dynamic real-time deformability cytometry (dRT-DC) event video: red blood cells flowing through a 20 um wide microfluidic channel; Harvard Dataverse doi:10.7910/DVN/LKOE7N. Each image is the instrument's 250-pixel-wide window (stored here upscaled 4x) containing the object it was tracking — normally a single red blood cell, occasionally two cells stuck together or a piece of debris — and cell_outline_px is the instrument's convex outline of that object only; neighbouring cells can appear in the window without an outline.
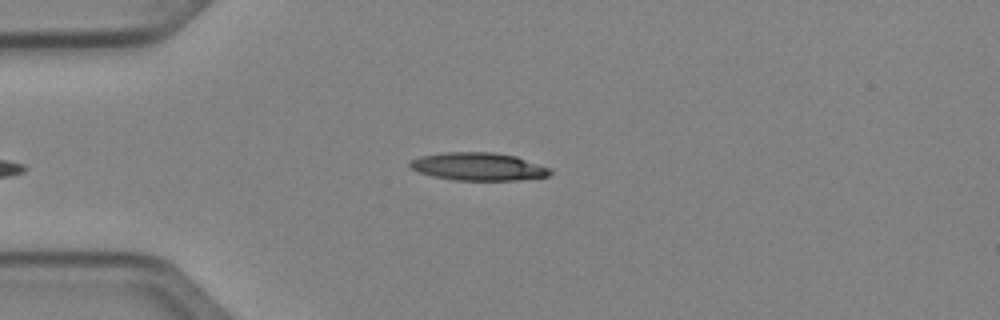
{"species": "Egyptian fruit bat (a non-hibernating species)", "species_latin": "Rousettus aegyptiacus", "temperature_condition": "cold", "stored_images_in_passage": 29, "camera_frame_rate_fps": 3000, "um_per_image_px": 0.085, "animal": {"sex": "female"}, "frame": {"image": 1, "passage_image": 2, "time_ms": 0.333, "image_size_px": [1000, 320], "cell_outline_px": [[552, 172], [548, 176], [516, 180], [456, 180], [432, 176], [420, 172], [412, 168], [408, 164], [412, 160], [420, 156], [444, 152], [492, 152], [516, 156], [552, 168]], "centroid_in_image_um": [40.69, 14.15], "position_along_channel_um": 44.3, "area_um2": 22.72}}
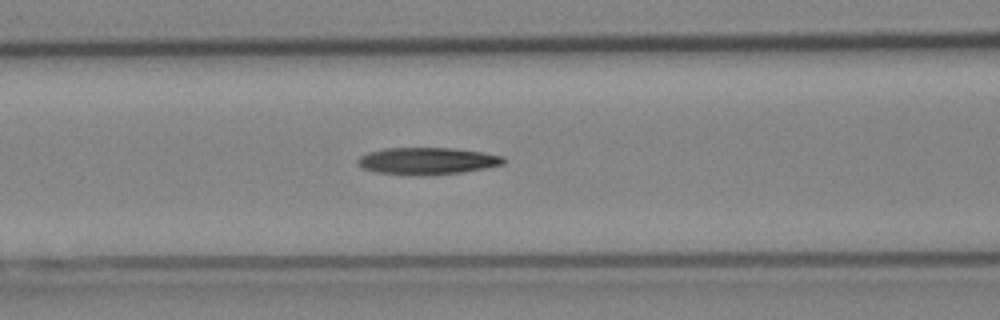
{"frame": {"image": 2, "passage_image": 10, "time_ms": 3.0, "image_size_px": [1000, 320], "cell_outline_px": [[504, 164], [484, 168], [460, 172], [376, 172], [364, 168], [356, 164], [356, 160], [360, 156], [368, 152], [384, 148], [452, 148], [480, 152], [500, 156], [504, 160]], "centroid_in_image_um": [36.27, 13.62], "position_along_channel_um": 130.3, "area_um2": 21.5}}
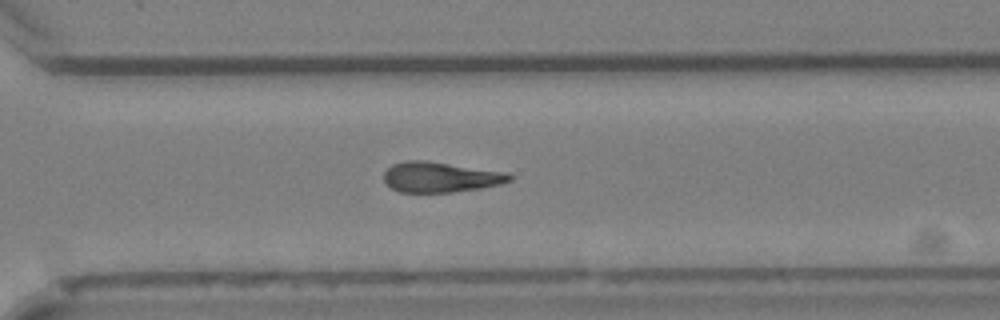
{"frame": {"image": 3, "passage_image": 25, "time_ms": 8.0, "image_size_px": [1000, 320], "cell_outline_px": [[512, 180], [500, 184], [480, 188], [452, 192], [400, 192], [392, 188], [384, 180], [384, 172], [392, 164], [404, 160], [424, 160], [508, 172], [512, 176]], "centroid_in_image_um": [37.44, 15.04], "position_along_channel_um": 333.2, "area_um2": 22.2}, "authors_computed_cell_mechanics": {"area_um2": 22.4842, "velocity_mm_per_s": 4.0658, "shape_relaxation_time_tau1_ms": 7.6737, "shape_relaxation_time_tau2_ms": null, "deformation_change_tau1": 0.1866, "deformation_change_tau2": null}}